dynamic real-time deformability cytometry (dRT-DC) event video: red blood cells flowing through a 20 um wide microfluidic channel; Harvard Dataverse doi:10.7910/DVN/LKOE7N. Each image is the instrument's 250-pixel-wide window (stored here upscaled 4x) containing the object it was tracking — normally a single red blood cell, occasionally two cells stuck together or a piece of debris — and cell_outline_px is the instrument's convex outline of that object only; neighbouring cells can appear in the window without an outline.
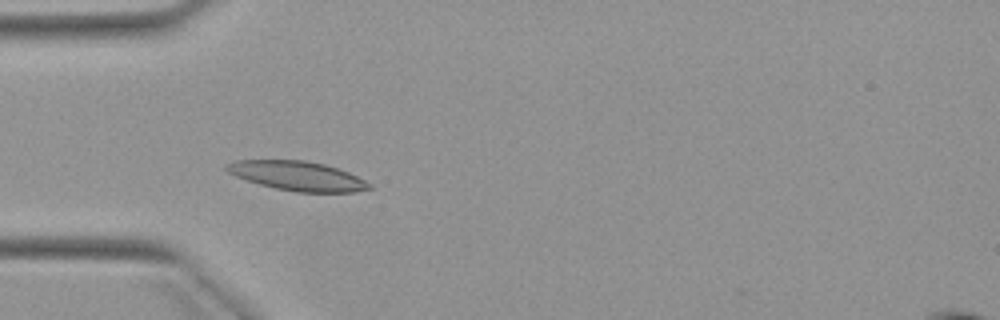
{"species": "Egyptian fruit bat (a non-hibernating species)", "species_latin": "Rousettus aegyptiacus", "temperature_condition": "warm", "stored_images_in_passage": 5, "camera_frame_rate_fps": 3000, "um_per_image_px": 0.085, "animal": {"sex": "female"}, "frame": {"image": 1, "passage_image": 4, "time_ms": 4.667, "image_size_px": [1000, 320], "cell_outline_px": [[372, 188], [356, 192], [296, 192], [276, 188], [260, 184], [236, 176], [228, 172], [224, 168], [224, 164], [236, 160], [304, 160], [324, 164], [348, 172], [372, 184]], "centroid_in_image_um": [25.28, 14.95], "position_along_channel_um": 59.7, "area_um2": 24.28}}
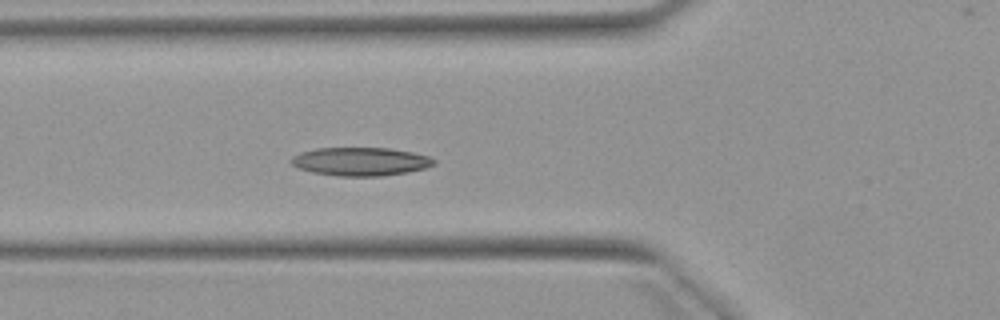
{"frame": {"image": 2, "passage_image": 5, "time_ms": 5.667, "image_size_px": [1000, 320], "cell_outline_px": [[436, 164], [424, 168], [408, 172], [380, 176], [336, 176], [312, 172], [296, 168], [288, 160], [292, 156], [300, 152], [316, 148], [388, 148], [412, 152], [428, 156], [436, 160]], "centroid_in_image_um": [30.6, 13.73], "position_along_channel_um": 95.2, "area_um2": 23.76}}